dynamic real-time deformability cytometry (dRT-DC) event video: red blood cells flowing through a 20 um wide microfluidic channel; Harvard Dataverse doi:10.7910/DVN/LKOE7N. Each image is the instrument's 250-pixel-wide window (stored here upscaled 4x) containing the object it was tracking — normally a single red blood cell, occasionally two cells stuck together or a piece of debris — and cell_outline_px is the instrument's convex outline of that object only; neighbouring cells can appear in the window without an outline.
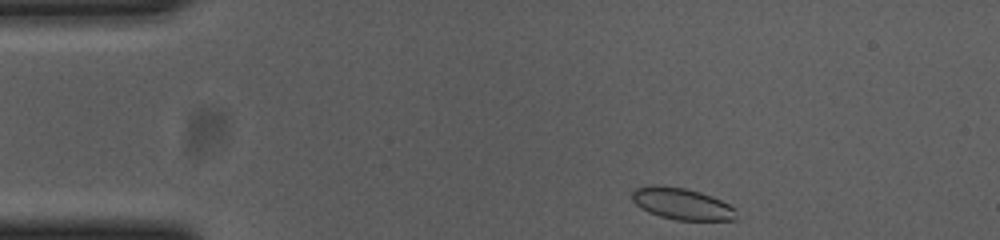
{"species": "common noctule bat (a hibernating species)", "species_latin": "Nyctalus noctula", "temperature_condition": "cold", "stored_images_in_passage": 47, "camera_frame_rate_fps": 3000, "um_per_image_px": 0.085, "animal": {"sex": "female", "body_mass_g": 23.0, "forearm_length_mm": 53.4}, "frame": {"image": 1, "passage_image": 1, "time_ms": 0.0, "image_size_px": [1000, 240], "cell_outline_px": [[736, 220], [676, 220], [660, 216], [648, 212], [640, 208], [632, 200], [632, 192], [636, 188], [652, 184], [656, 184], [684, 188], [700, 192], [712, 196], [736, 208]], "centroid_in_image_um": [57.95, 17.32], "position_along_channel_um": 27.1, "area_um2": 19.31}}
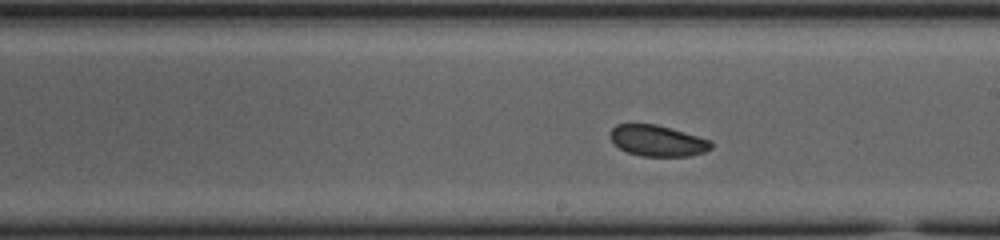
{"frame": {"image": 2, "passage_image": 23, "time_ms": 7.333, "image_size_px": [1000, 240], "cell_outline_px": [[712, 148], [704, 152], [688, 156], [640, 156], [628, 152], [612, 144], [608, 136], [608, 132], [616, 124], [656, 124], [712, 140]], "centroid_in_image_um": [55.84, 11.96], "position_along_channel_um": 233.2, "area_um2": 18.44}}
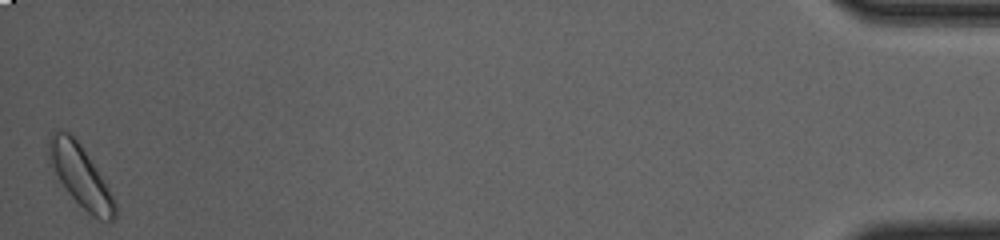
{"frame": {"image": 3, "passage_image": 47, "time_ms": 15.333, "image_size_px": [1000, 240], "cell_outline_px": [[116, 216], [108, 224], [92, 216], [68, 192], [60, 180], [48, 160], [48, 140], [56, 132], [64, 128], [80, 144], [104, 180], [116, 204]], "centroid_in_image_um": [6.85, 14.98], "position_along_channel_um": 428.3, "area_um2": 23.18}, "authors_computed_cell_mechanics": {"area_um2": 19.652, "velocity_mm_per_s": 3.6469, "shape_relaxation_time_tau1_ms": 3.4326, "shape_relaxation_time_tau2_ms": null, "deformation_change_tau1": 0.0549, "deformation_change_tau2": null}}